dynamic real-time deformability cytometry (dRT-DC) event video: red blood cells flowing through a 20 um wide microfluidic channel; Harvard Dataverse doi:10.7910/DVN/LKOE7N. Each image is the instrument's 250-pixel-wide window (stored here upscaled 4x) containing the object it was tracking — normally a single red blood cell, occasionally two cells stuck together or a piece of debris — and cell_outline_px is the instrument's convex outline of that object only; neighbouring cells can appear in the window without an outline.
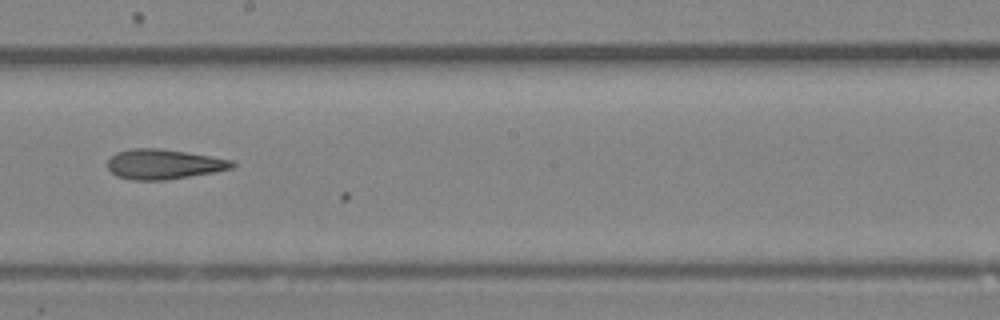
{"species": "Egyptian fruit bat (a non-hibernating species)", "species_latin": "Rousettus aegyptiacus", "temperature_condition": "room temperature", "stored_images_in_passage": 28, "camera_frame_rate_fps": 3000, "um_per_image_px": 0.085, "animal": {"sex": "female"}, "frame": {"image": 1, "passage_image": 22, "time_ms": 7.0, "image_size_px": [1000, 320], "cell_outline_px": [[236, 164], [232, 168], [216, 172], [164, 180], [132, 180], [116, 176], [108, 168], [108, 160], [116, 152], [132, 148], [160, 148], [232, 160]], "centroid_in_image_um": [13.9, 13.96], "position_along_channel_um": 234.3, "area_um2": 21.62}}
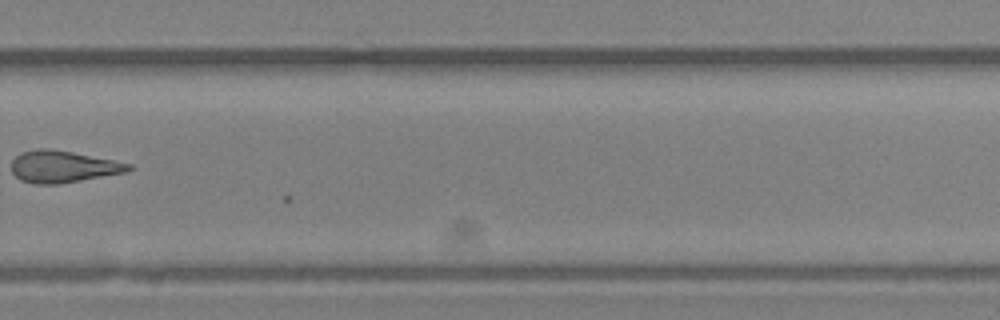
{"frame": {"image": 2, "passage_image": 27, "time_ms": 8.667, "image_size_px": [1000, 320], "cell_outline_px": [[132, 168], [124, 172], [80, 180], [56, 184], [36, 184], [20, 180], [12, 172], [12, 160], [20, 152], [36, 148], [48, 148], [72, 152], [132, 164]], "centroid_in_image_um": [5.29, 14.15], "position_along_channel_um": 324.5, "area_um2": 21.44}}